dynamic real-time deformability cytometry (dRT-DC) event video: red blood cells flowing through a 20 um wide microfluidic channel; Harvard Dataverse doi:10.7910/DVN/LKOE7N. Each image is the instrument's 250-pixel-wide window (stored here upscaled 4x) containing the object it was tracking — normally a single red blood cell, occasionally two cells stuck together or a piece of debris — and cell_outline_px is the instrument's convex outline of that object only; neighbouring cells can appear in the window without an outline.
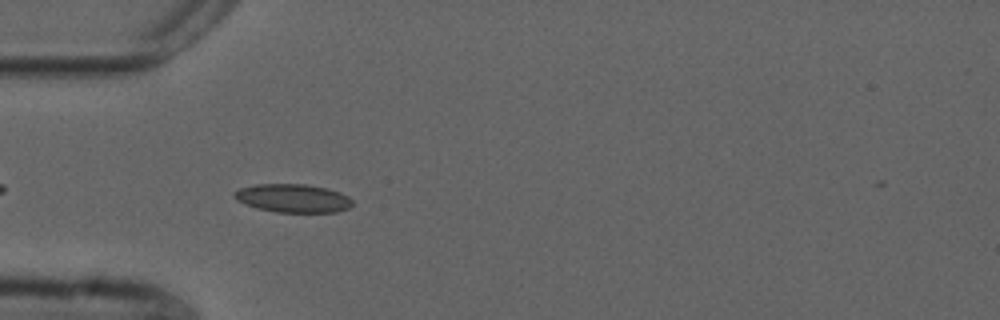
{"species": "common noctule bat (a hibernating species)", "species_latin": "Nyctalus noctula", "temperature_condition": "cold", "stored_images_in_passage": 42, "camera_frame_rate_fps": 3000, "um_per_image_px": 0.085, "animal": {"sex": "male", "forearm_length_mm": 52.5}, "frame": {"image": 1, "passage_image": 4, "time_ms": 1.0, "image_size_px": [1000, 320], "cell_outline_px": [[352, 204], [348, 208], [336, 212], [276, 212], [256, 208], [244, 204], [236, 200], [232, 196], [232, 192], [240, 188], [256, 184], [304, 184], [328, 188], [340, 192], [348, 196], [352, 200]], "centroid_in_image_um": [24.86, 16.84], "position_along_channel_um": 60.1, "area_um2": 19.71}}
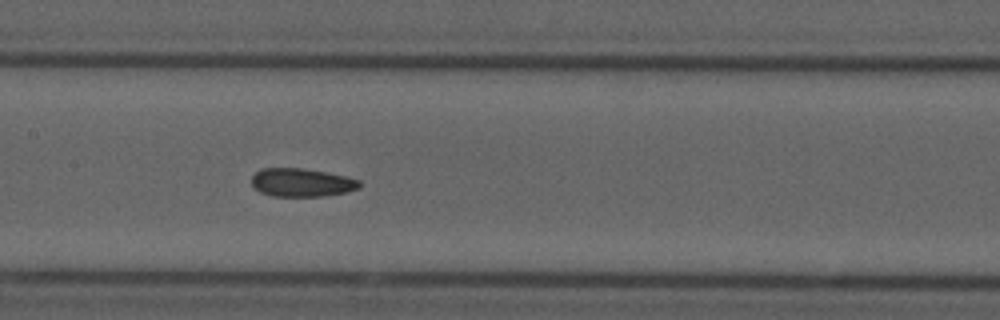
{"frame": {"image": 2, "passage_image": 14, "time_ms": 4.333, "image_size_px": [1000, 320], "cell_outline_px": [[360, 188], [348, 192], [324, 196], [272, 196], [260, 192], [252, 188], [252, 176], [260, 168], [300, 168], [348, 176], [360, 180]], "centroid_in_image_um": [25.64, 15.52], "position_along_channel_um": 181.8, "area_um2": 17.98}}
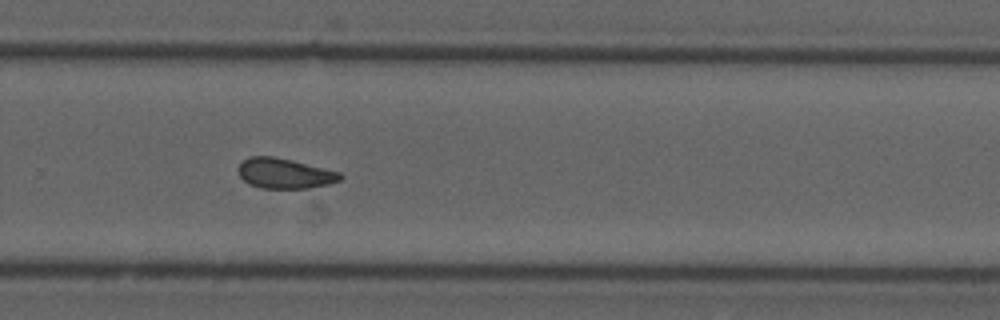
{"frame": {"image": 3, "passage_image": 24, "time_ms": 7.667, "image_size_px": [1000, 320], "cell_outline_px": [[344, 176], [340, 180], [328, 184], [308, 188], [260, 188], [248, 184], [240, 176], [240, 164], [248, 156], [272, 156], [292, 160], [340, 172]], "centroid_in_image_um": [24.21, 14.74], "position_along_channel_um": 305.6, "area_um2": 17.8}}